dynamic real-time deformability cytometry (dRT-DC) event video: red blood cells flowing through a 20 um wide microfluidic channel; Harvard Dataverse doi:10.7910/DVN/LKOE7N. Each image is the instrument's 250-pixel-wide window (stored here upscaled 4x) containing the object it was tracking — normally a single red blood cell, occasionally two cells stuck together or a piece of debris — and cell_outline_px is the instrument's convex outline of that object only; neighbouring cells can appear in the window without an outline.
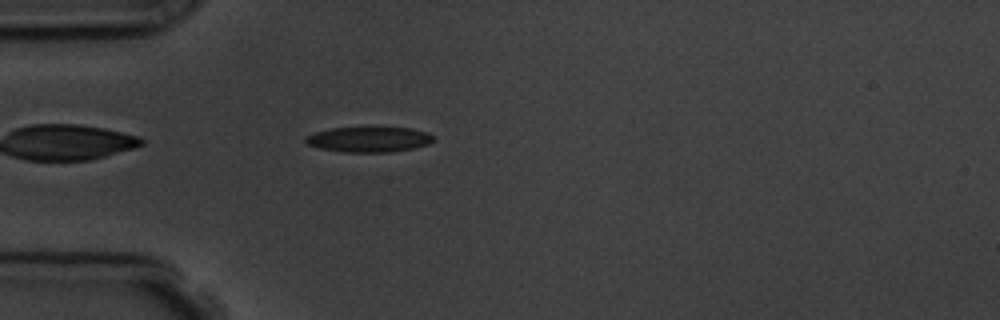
{"species": "common noctule bat (a hibernating species)", "species_latin": "Nyctalus noctula", "temperature_condition": "room temperature", "stored_images_in_passage": 4, "camera_frame_rate_fps": 3000, "um_per_image_px": 0.085, "animal": {"sex": "male", "body_mass_g": 19.5, "forearm_length_mm": 54.6}, "frame": {"image": 1, "passage_image": 4, "time_ms": 3.667, "image_size_px": [1000, 320], "cell_outline_px": [[432, 140], [428, 144], [412, 148], [392, 152], [344, 152], [320, 148], [308, 144], [304, 140], [304, 136], [316, 132], [332, 128], [412, 128], [428, 132], [432, 136]], "centroid_in_image_um": [31.34, 11.85], "position_along_channel_um": 53.7, "area_um2": 18.61}}